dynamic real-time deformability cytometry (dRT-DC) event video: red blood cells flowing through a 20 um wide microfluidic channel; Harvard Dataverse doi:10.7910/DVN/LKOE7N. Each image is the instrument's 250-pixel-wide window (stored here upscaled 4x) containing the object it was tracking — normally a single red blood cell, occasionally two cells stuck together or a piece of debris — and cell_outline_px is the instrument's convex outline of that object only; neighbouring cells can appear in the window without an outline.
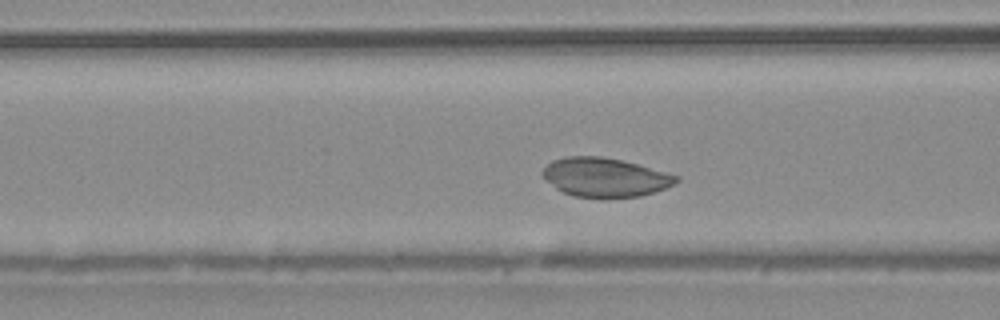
{"species": "common noctule bat (a hibernating species)", "species_latin": "Nyctalus noctula", "temperature_condition": "warm", "stored_images_in_passage": 46, "camera_frame_rate_fps": 3000, "um_per_image_px": 0.085, "animal": {"sex": "male", "body_mass_g": 20.4}, "frame": {"image": 1, "passage_image": 14, "time_ms": 4.333, "image_size_px": [1000, 320], "cell_outline_px": [[680, 180], [664, 188], [640, 196], [600, 200], [572, 196], [556, 188], [540, 172], [552, 160], [564, 156], [600, 156], [620, 160], [636, 164], [680, 176]], "centroid_in_image_um": [51.4, 15.1], "position_along_channel_um": 115.2, "area_um2": 30.58}}
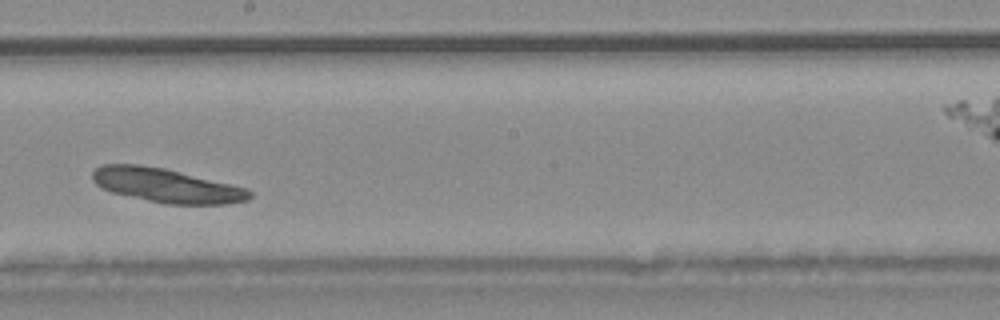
{"frame": {"image": 2, "passage_image": 23, "time_ms": 7.333, "image_size_px": [1000, 320], "cell_outline_px": [[252, 196], [248, 200], [224, 204], [168, 204], [148, 200], [112, 192], [100, 188], [92, 180], [92, 172], [100, 164], [140, 164], [164, 168], [248, 188], [252, 192]], "centroid_in_image_um": [14.13, 15.75], "position_along_channel_um": 234.1, "area_um2": 31.15}}
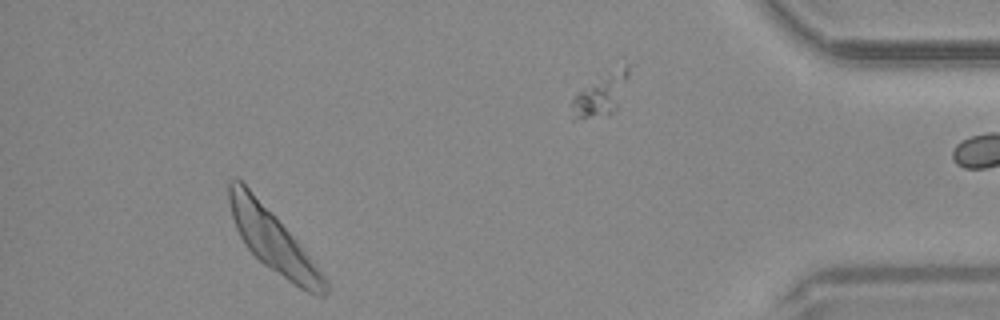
{"frame": {"image": 3, "passage_image": 41, "time_ms": 13.333, "image_size_px": [1000, 320], "cell_outline_px": [[328, 288], [324, 296], [316, 296], [300, 288], [264, 264], [244, 244], [236, 228], [232, 216], [228, 200], [228, 180], [236, 176], [248, 188], [296, 240], [328, 280]], "centroid_in_image_um": [23.18, 20.46], "position_along_channel_um": 412.0, "area_um2": 33.47}}